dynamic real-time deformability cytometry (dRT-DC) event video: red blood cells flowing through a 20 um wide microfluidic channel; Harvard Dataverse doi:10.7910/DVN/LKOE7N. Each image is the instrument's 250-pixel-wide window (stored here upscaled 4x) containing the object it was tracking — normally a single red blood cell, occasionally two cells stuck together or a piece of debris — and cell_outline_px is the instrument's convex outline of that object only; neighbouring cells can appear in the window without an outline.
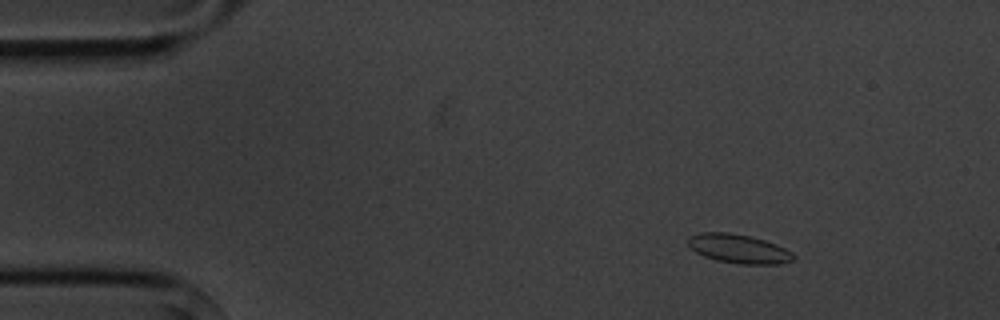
{"species": "common noctule bat (a hibernating species)", "species_latin": "Nyctalus noctula", "temperature_condition": "cold", "stored_images_in_passage": 11, "camera_frame_rate_fps": 3000, "um_per_image_px": 0.085, "animal": {"sex": "male", "body_mass_g": 20.1, "forearm_length_mm": 53.5}, "frame": {"image": 1, "passage_image": 2, "time_ms": 2.333, "image_size_px": [1000, 320], "cell_outline_px": [[796, 256], [792, 260], [780, 264], [740, 264], [716, 260], [704, 256], [696, 252], [688, 244], [688, 236], [700, 232], [728, 232], [748, 236], [764, 240], [776, 244], [792, 252]], "centroid_in_image_um": [62.78, 21.14], "position_along_channel_um": 22.2, "area_um2": 17.74}}
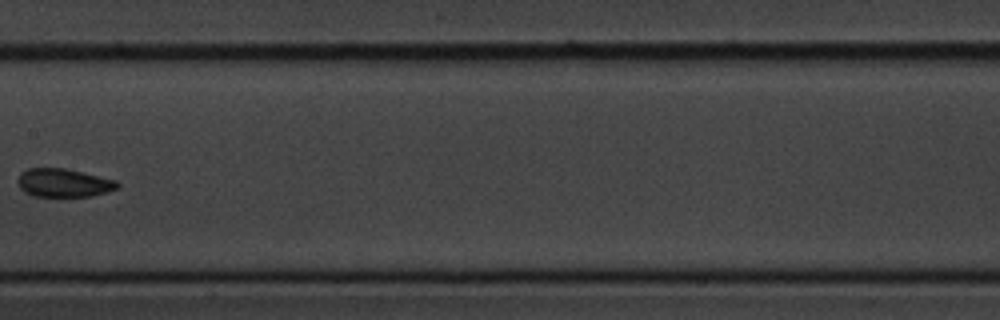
{"frame": {"image": 2, "passage_image": 8, "time_ms": 9.333, "image_size_px": [1000, 320], "cell_outline_px": [[120, 184], [116, 188], [92, 196], [32, 196], [24, 192], [20, 188], [16, 180], [20, 172], [28, 168], [68, 168], [116, 180]], "centroid_in_image_um": [5.36, 15.53], "position_along_channel_um": 202.0, "area_um2": 16.59}}
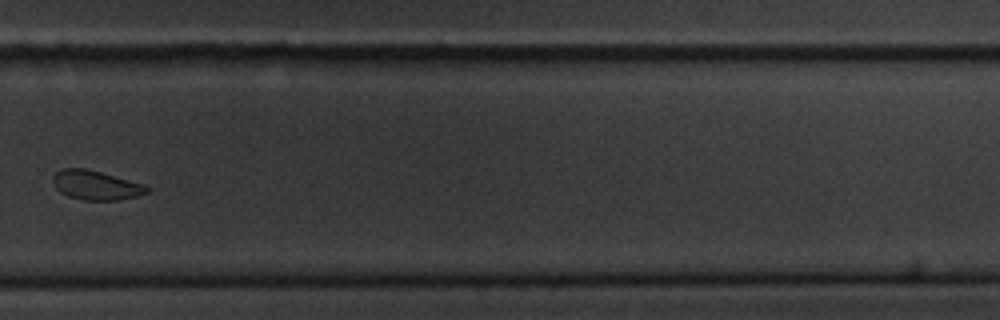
{"frame": {"image": 3, "passage_image": 11, "time_ms": 12.667, "image_size_px": [1000, 320], "cell_outline_px": [[148, 192], [136, 196], [116, 200], [84, 200], [68, 196], [60, 192], [56, 188], [52, 180], [52, 176], [56, 172], [64, 168], [84, 168], [100, 172], [144, 184], [148, 188]], "centroid_in_image_um": [8.11, 15.74], "position_along_channel_um": 321.7, "area_um2": 15.84}}